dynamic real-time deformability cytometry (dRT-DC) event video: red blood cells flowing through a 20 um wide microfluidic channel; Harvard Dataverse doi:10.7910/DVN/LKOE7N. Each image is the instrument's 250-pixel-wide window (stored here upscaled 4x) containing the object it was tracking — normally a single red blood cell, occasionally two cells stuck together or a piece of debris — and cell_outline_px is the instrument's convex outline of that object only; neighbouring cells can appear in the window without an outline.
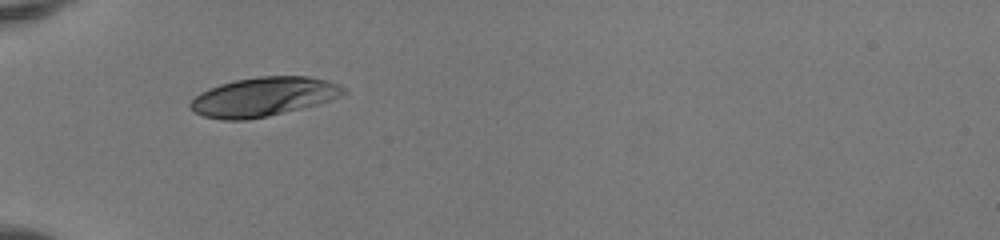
{"species": "human", "species_latin": "Homo sapiens", "temperature_condition": "room temperature", "stored_images_in_passage": 34, "camera_frame_rate_fps": 3000, "um_per_image_px": 0.085, "donor": {"sex": "female"}, "frame": {"image": 1, "passage_image": 1, "time_ms": 0.0, "image_size_px": [1000, 240], "cell_outline_px": [[348, 92], [328, 100], [316, 104], [268, 116], [244, 120], [220, 120], [204, 116], [196, 112], [188, 104], [200, 92], [208, 88], [220, 84], [236, 80], [260, 76], [308, 76], [328, 80], [344, 88]], "centroid_in_image_um": [22.36, 8.22], "position_along_channel_um": 62.6, "area_um2": 34.51}}
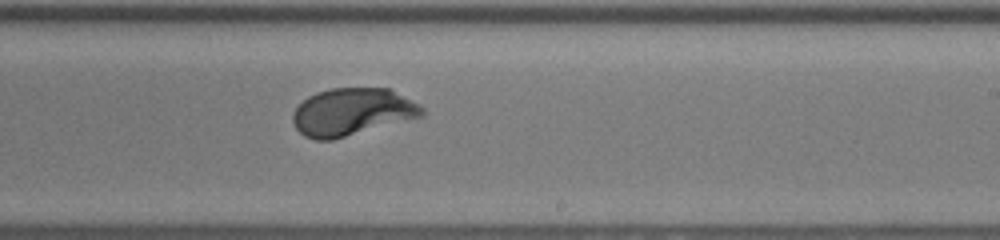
{"frame": {"image": 2, "passage_image": 16, "time_ms": 5.0, "image_size_px": [1000, 240], "cell_outline_px": [[424, 116], [332, 140], [316, 140], [304, 136], [296, 128], [292, 120], [292, 112], [308, 96], [316, 92], [332, 88], [392, 88], [420, 104], [424, 108]], "centroid_in_image_um": [29.96, 9.51], "position_along_channel_um": 259.0, "area_um2": 35.95}}
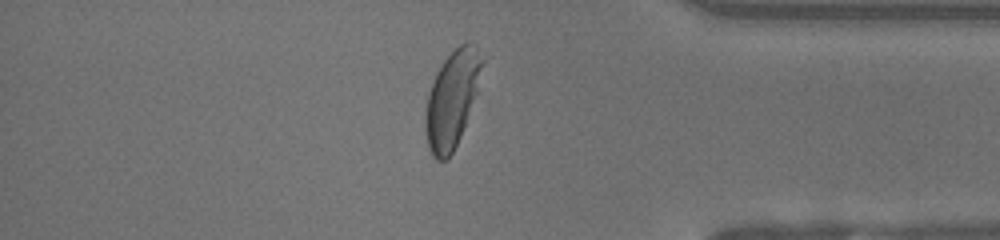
{"frame": {"image": 3, "passage_image": 27, "time_ms": 8.667, "image_size_px": [1000, 240], "cell_outline_px": [[484, 60], [476, 92], [460, 136], [452, 152], [444, 160], [436, 160], [432, 156], [428, 148], [424, 128], [424, 116], [428, 92], [436, 72], [440, 64], [460, 44], [468, 40]], "centroid_in_image_um": [38.37, 8.43], "position_along_channel_um": 396.8, "area_um2": 31.39}, "authors_computed_cell_mechanics": {"area_um2": 35.547, "velocity_mm_per_s": 4.1284, "shape_relaxation_time_tau1_ms": 2.0484, "shape_relaxation_time_tau2_ms": null, "deformation_change_tau1": 0.1534, "deformation_change_tau2": null}}